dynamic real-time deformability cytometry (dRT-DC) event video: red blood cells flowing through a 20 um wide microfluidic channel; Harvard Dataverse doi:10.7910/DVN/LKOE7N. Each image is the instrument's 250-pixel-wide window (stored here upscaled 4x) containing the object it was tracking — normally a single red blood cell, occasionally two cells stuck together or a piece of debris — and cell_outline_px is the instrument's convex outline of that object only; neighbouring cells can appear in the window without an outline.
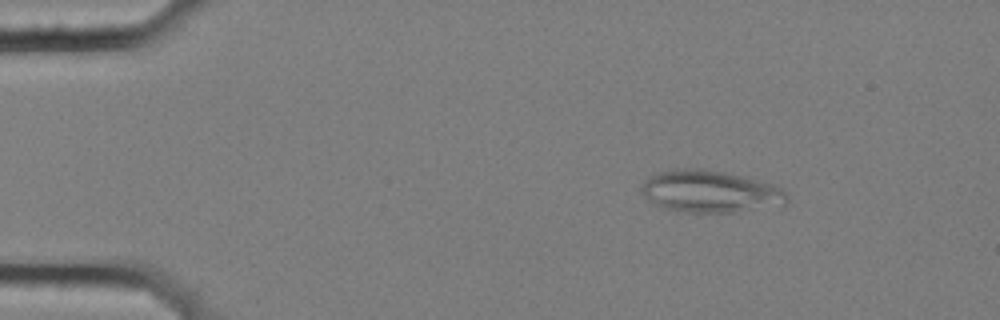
{"species": "common noctule bat (a hibernating species)", "species_latin": "Nyctalus noctula", "temperature_condition": "cold", "stored_images_in_passage": 46, "camera_frame_rate_fps": 3000, "um_per_image_px": 0.085, "animal": {"sex": "female", "body_mass_g": 25.1}, "frame": {"image": 1, "passage_image": 9, "time_ms": 2.667, "image_size_px": [1000, 320], "cell_outline_px": [[788, 200], [784, 204], [732, 212], [676, 212], [664, 208], [648, 200], [640, 192], [640, 188], [644, 180], [656, 172], [676, 168], [704, 168], [724, 172], [772, 184], [784, 188], [788, 196]], "centroid_in_image_um": [60.3, 16.26], "position_along_channel_um": 24.7, "area_um2": 35.78}}
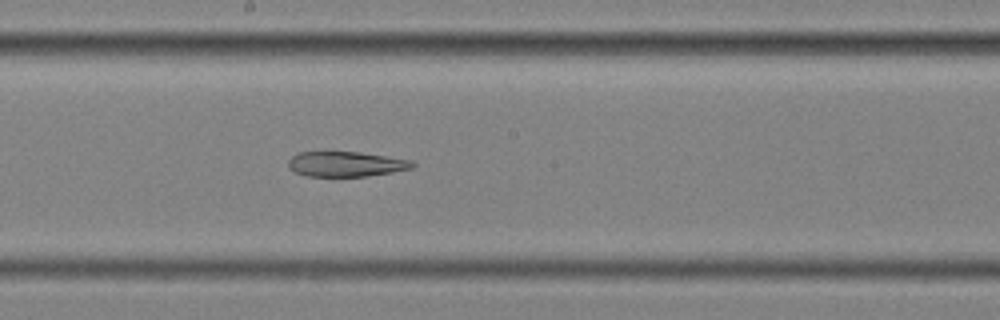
{"frame": {"image": 2, "passage_image": 32, "time_ms": 10.333, "image_size_px": [1000, 320], "cell_outline_px": [[416, 164], [412, 168], [392, 172], [368, 176], [304, 176], [288, 168], [288, 160], [292, 156], [300, 152], [328, 148], [332, 148], [360, 152], [412, 160]], "centroid_in_image_um": [29.34, 13.89], "position_along_channel_um": 218.9, "area_um2": 19.07}}
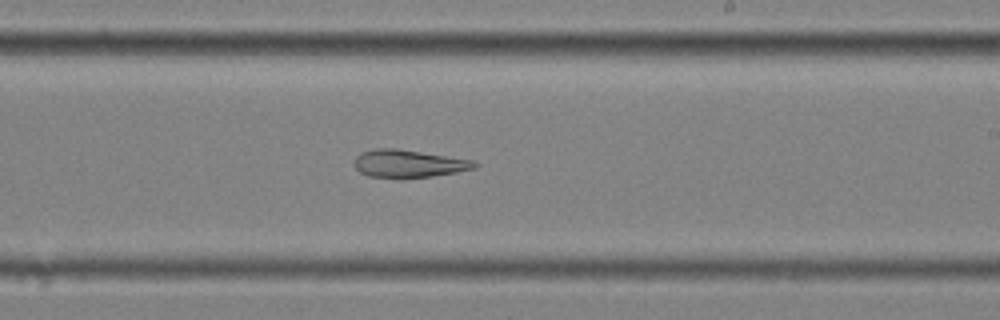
{"frame": {"image": 3, "passage_image": 35, "time_ms": 11.333, "image_size_px": [1000, 320], "cell_outline_px": [[480, 164], [476, 168], [456, 172], [432, 176], [400, 180], [368, 176], [360, 172], [352, 164], [352, 160], [360, 152], [372, 148], [396, 148], [476, 160]], "centroid_in_image_um": [34.7, 13.92], "position_along_channel_um": 254.3, "area_um2": 20.23}}